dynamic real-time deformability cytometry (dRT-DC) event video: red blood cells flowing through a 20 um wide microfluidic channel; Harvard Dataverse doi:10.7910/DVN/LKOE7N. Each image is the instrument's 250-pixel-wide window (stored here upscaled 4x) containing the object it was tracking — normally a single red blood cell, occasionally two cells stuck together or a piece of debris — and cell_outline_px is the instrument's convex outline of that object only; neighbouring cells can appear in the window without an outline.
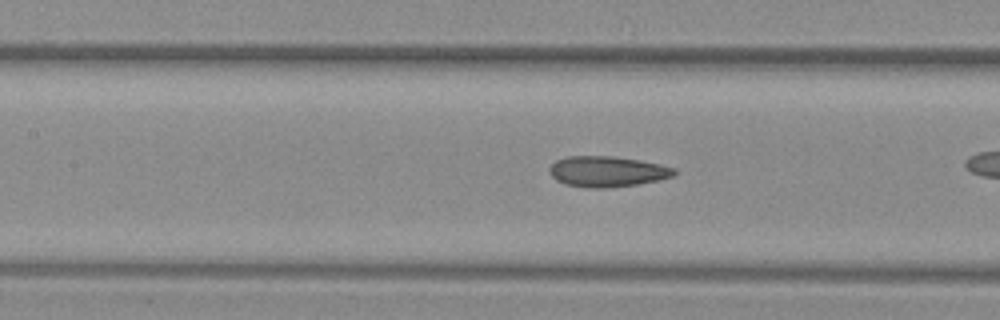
{"species": "common noctule bat (a hibernating species)", "species_latin": "Nyctalus noctula", "temperature_condition": "warm", "stored_images_in_passage": 41, "camera_frame_rate_fps": 3000, "um_per_image_px": 0.085, "animal": {"sex": "female", "body_mass_g": 29.2, "forearm_length_mm": 56.3}, "frame": {"image": 1, "passage_image": 24, "time_ms": 7.667, "image_size_px": [1000, 320], "cell_outline_px": [[676, 172], [672, 176], [660, 180], [636, 184], [608, 188], [584, 188], [564, 184], [556, 180], [548, 172], [548, 168], [556, 160], [568, 156], [612, 156], [640, 160], [660, 164], [676, 168]], "centroid_in_image_um": [51.59, 14.58], "position_along_channel_um": 155.8, "area_um2": 22.48}}